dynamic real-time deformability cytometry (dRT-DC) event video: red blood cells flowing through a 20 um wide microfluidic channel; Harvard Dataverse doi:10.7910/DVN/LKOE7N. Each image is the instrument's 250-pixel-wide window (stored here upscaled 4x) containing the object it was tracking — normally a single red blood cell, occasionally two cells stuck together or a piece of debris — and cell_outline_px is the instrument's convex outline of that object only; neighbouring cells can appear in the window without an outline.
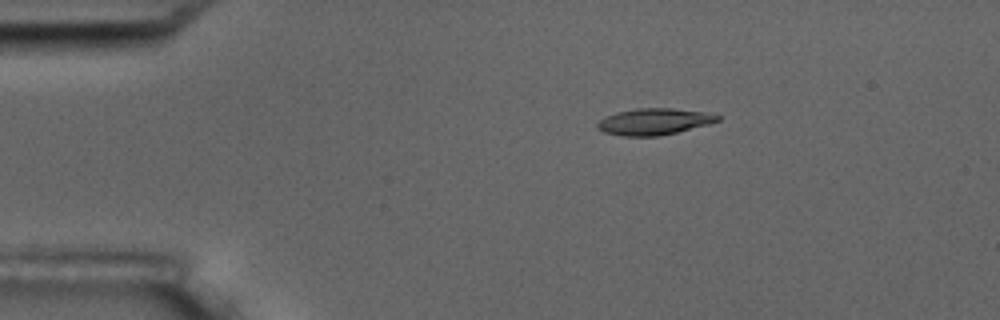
{"species": "common noctule bat (a hibernating species)", "species_latin": "Nyctalus noctula", "temperature_condition": "room temperature", "stored_images_in_passage": 3, "camera_frame_rate_fps": 3000, "um_per_image_px": 0.085, "animal": {"sex": "male", "body_mass_g": 17.5, "forearm_length_mm": 52.3}, "frame": {"image": 1, "passage_image": 1, "time_ms": 0.0, "image_size_px": [1000, 320], "cell_outline_px": [[720, 120], [708, 124], [660, 136], [624, 136], [604, 132], [596, 128], [596, 124], [604, 116], [616, 112], [636, 108], [672, 108], [708, 112], [720, 116]], "centroid_in_image_um": [55.57, 10.33], "position_along_channel_um": 29.4, "area_um2": 18.61}}
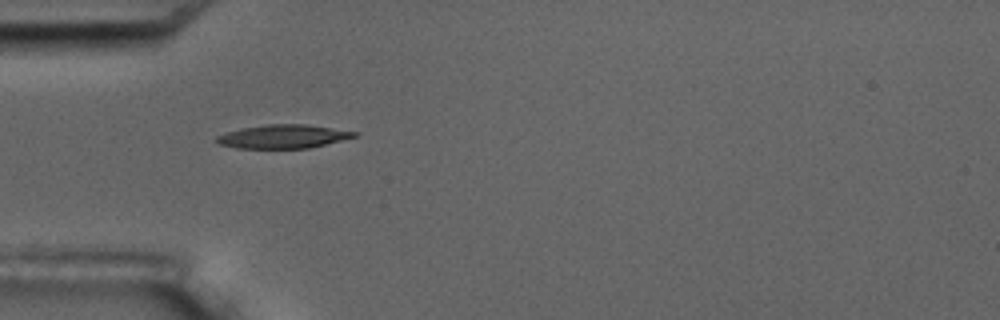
{"frame": {"image": 2, "passage_image": 3, "time_ms": 2.333, "image_size_px": [1000, 320], "cell_outline_px": [[360, 136], [308, 148], [236, 148], [220, 144], [216, 140], [216, 136], [240, 128], [268, 124], [304, 124], [360, 132]], "centroid_in_image_um": [24.11, 11.6], "position_along_channel_um": 60.9, "area_um2": 18.9}}